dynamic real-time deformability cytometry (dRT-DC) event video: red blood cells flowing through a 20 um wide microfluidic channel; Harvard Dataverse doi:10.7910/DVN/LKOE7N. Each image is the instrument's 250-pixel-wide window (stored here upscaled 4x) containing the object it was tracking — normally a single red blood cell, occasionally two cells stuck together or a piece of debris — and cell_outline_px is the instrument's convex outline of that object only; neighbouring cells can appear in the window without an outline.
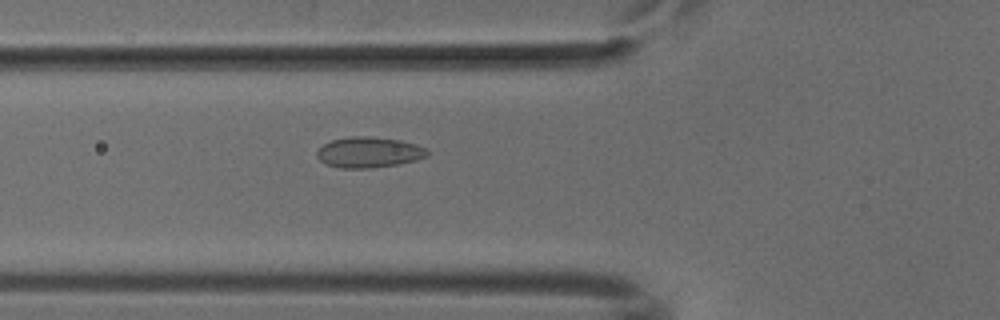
{"species": "common noctule bat (a hibernating species)", "species_latin": "Nyctalus noctula", "temperature_condition": "cold", "stored_images_in_passage": 45, "camera_frame_rate_fps": 3000, "um_per_image_px": 0.085, "animal": {"sex": "male", "body_mass_g": 18.8}, "frame": {"image": 1, "passage_image": 12, "time_ms": 3.667, "image_size_px": [1000, 320], "cell_outline_px": [[428, 156], [416, 160], [400, 164], [368, 168], [340, 168], [324, 164], [316, 156], [316, 152], [324, 144], [332, 140], [352, 136], [372, 136], [400, 140], [416, 144], [424, 148], [428, 152]], "centroid_in_image_um": [31.34, 12.95], "position_along_channel_um": 94.5, "area_um2": 19.77}}
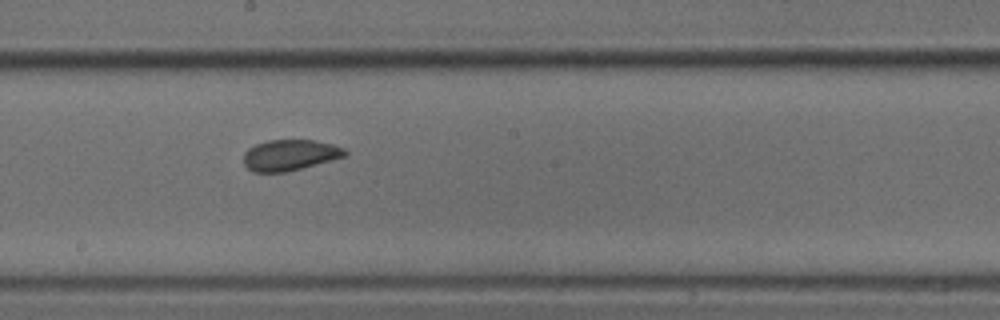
{"frame": {"image": 2, "passage_image": 22, "time_ms": 7.0, "image_size_px": [1000, 320], "cell_outline_px": [[348, 152], [344, 156], [288, 172], [252, 172], [244, 164], [244, 152], [248, 148], [256, 144], [268, 140], [316, 140], [332, 144], [344, 148]], "centroid_in_image_um": [24.61, 13.18], "position_along_channel_um": 223.6, "area_um2": 18.21}}
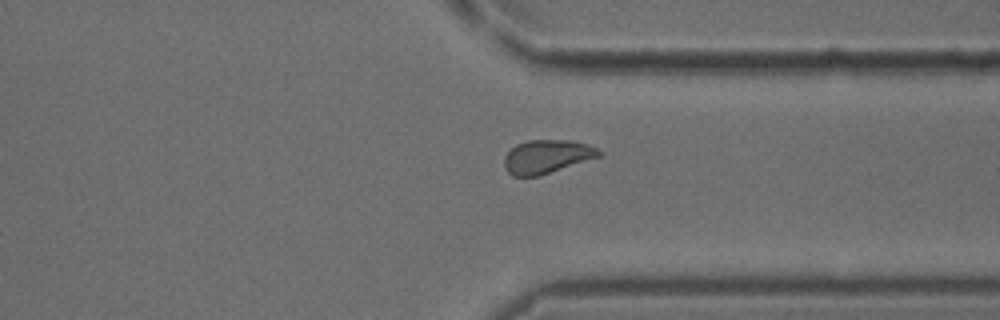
{"frame": {"image": 3, "passage_image": 33, "time_ms": 10.667, "image_size_px": [1000, 320], "cell_outline_px": [[604, 152], [600, 156], [540, 176], [512, 176], [508, 172], [504, 164], [504, 156], [516, 144], [528, 140], [572, 140], [588, 144]], "centroid_in_image_um": [46.49, 13.3], "position_along_channel_um": 364.9, "area_um2": 18.55}}